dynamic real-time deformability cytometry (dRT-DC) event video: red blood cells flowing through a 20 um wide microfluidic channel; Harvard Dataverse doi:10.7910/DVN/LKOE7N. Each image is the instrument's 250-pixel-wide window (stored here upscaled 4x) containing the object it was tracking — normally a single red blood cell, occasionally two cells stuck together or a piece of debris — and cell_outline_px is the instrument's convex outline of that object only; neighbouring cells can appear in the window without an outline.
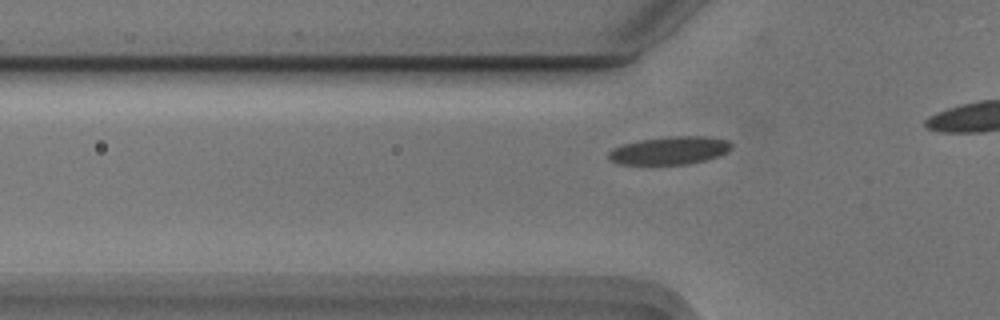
{"species": "Egyptian fruit bat (a non-hibernating species)", "species_latin": "Rousettus aegyptiacus", "temperature_condition": "cold", "stored_images_in_passage": 14, "camera_frame_rate_fps": 3000, "um_per_image_px": 0.085, "animal": {"sex": "male"}, "frame": {"image": 1, "passage_image": 8, "time_ms": 2.333, "image_size_px": [1000, 320], "cell_outline_px": [[732, 148], [728, 152], [720, 156], [688, 164], [620, 164], [608, 160], [608, 152], [612, 148], [624, 144], [640, 140], [668, 136], [712, 136], [728, 140], [732, 144]], "centroid_in_image_um": [56.95, 12.78], "position_along_channel_um": 68.8, "area_um2": 20.23}}
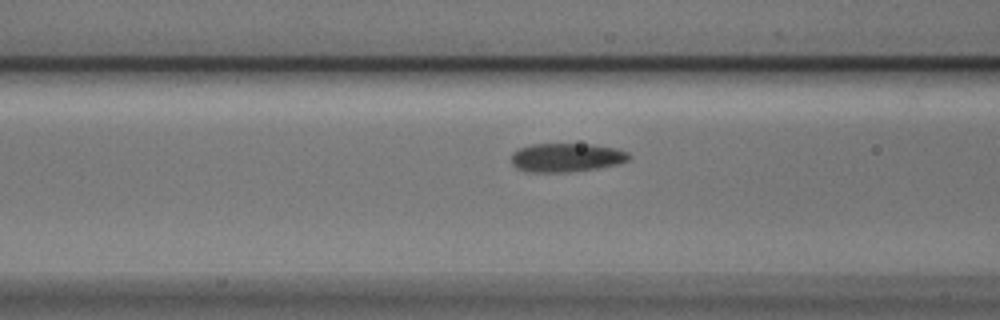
{"frame": {"image": 2, "passage_image": 12, "time_ms": 3.667, "image_size_px": [1000, 320], "cell_outline_px": [[632, 156], [628, 160], [620, 164], [596, 168], [568, 172], [532, 172], [516, 168], [512, 164], [512, 152], [516, 148], [532, 144], [592, 144], [616, 148], [628, 152]], "centroid_in_image_um": [48.15, 13.38], "position_along_channel_um": 118.5, "area_um2": 19.88}}